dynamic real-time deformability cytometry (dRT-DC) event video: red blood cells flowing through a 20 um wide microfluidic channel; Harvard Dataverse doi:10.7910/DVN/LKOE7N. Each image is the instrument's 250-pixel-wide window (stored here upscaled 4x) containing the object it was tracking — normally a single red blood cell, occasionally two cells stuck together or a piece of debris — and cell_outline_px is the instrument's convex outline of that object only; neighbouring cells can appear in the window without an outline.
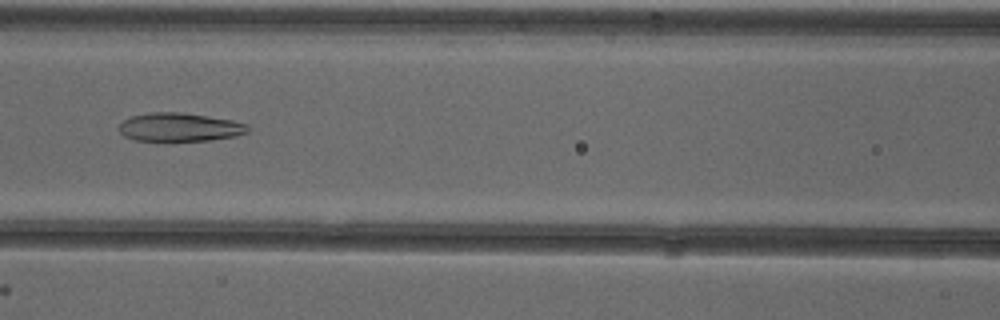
{"species": "common noctule bat (a hibernating species)", "species_latin": "Nyctalus noctula", "temperature_condition": "cold", "stored_images_in_passage": 48, "camera_frame_rate_fps": 3000, "um_per_image_px": 0.085, "animal": {"sex": "female"}, "frame": {"image": 1, "passage_image": 19, "time_ms": 6.0, "image_size_px": [1000, 320], "cell_outline_px": [[252, 128], [248, 132], [236, 136], [212, 140], [172, 144], [164, 144], [136, 140], [124, 136], [116, 128], [124, 120], [132, 116], [152, 112], [180, 112], [232, 120], [248, 124]], "centroid_in_image_um": [15.26, 10.87], "position_along_channel_um": 151.3, "area_um2": 22.54}}
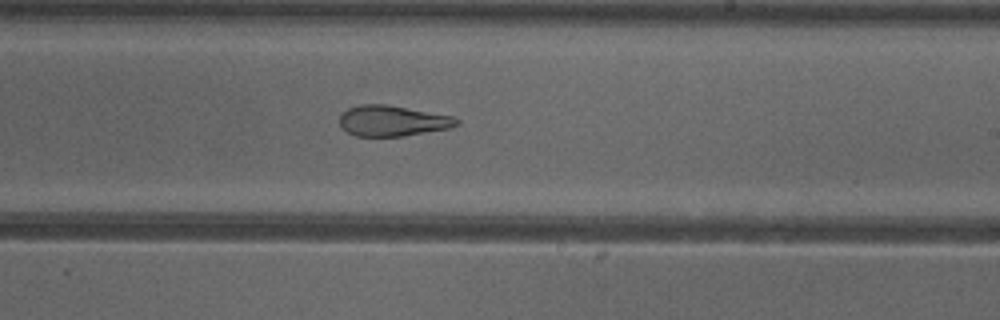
{"frame": {"image": 2, "passage_image": 27, "time_ms": 8.667, "image_size_px": [1000, 320], "cell_outline_px": [[460, 124], [448, 128], [400, 136], [356, 136], [340, 128], [340, 116], [348, 108], [360, 104], [384, 104], [452, 116], [460, 120]], "centroid_in_image_um": [33.33, 10.27], "position_along_channel_um": 255.7, "area_um2": 20.63}}
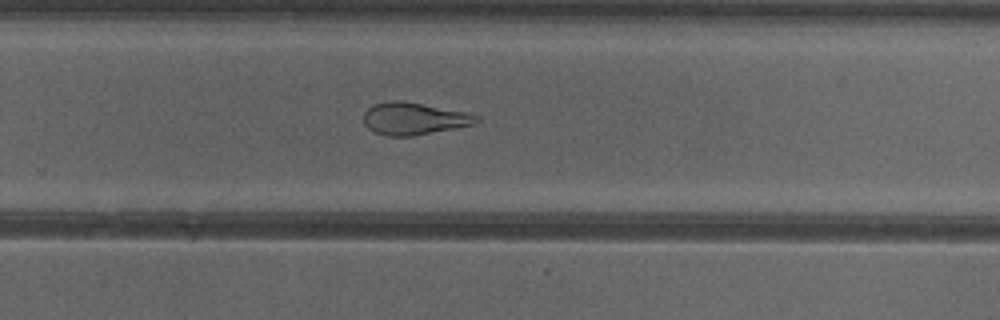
{"frame": {"image": 3, "passage_image": 30, "time_ms": 9.667, "image_size_px": [1000, 320], "cell_outline_px": [[480, 120], [472, 124], [412, 136], [388, 136], [376, 132], [368, 128], [364, 124], [364, 112], [372, 104], [388, 100], [400, 100], [468, 112], [480, 116]], "centroid_in_image_um": [35.15, 10.06], "position_along_channel_um": 294.6, "area_um2": 21.1}, "authors_computed_cell_mechanics": {"area_um2": 25.2297, "velocity_mm_per_s": 3.9274, "shape_relaxation_time_tau1_ms": null, "shape_relaxation_time_tau2_ms": 2.8929, "deformation_change_tau1": null, "deformation_change_tau2": 0.1143}}